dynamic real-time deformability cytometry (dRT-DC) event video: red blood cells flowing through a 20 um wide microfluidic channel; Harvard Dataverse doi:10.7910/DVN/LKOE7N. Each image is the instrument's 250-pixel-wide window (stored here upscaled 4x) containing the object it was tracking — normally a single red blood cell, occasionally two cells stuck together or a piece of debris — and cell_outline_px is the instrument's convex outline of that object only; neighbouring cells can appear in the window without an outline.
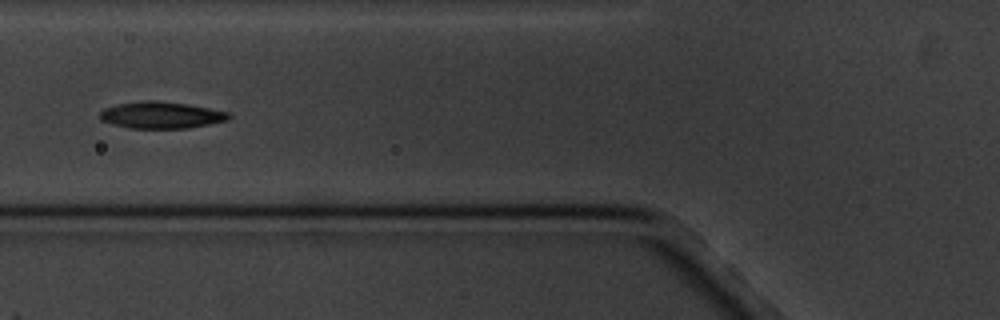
{"species": "common noctule bat (a hibernating species)", "species_latin": "Nyctalus noctula", "temperature_condition": "cold", "stored_images_in_passage": 9, "camera_frame_rate_fps": 3000, "um_per_image_px": 0.085, "animal": {"sex": "male", "body_mass_g": 20.1, "forearm_length_mm": 53.5}, "frame": {"image": 1, "passage_image": 6, "time_ms": 5.667, "image_size_px": [1000, 320], "cell_outline_px": [[232, 116], [228, 120], [188, 128], [128, 128], [112, 124], [100, 120], [100, 112], [104, 108], [116, 104], [140, 100], [156, 100], [188, 104], [228, 112]], "centroid_in_image_um": [13.67, 9.77], "position_along_channel_um": 112.1, "area_um2": 20.17}}
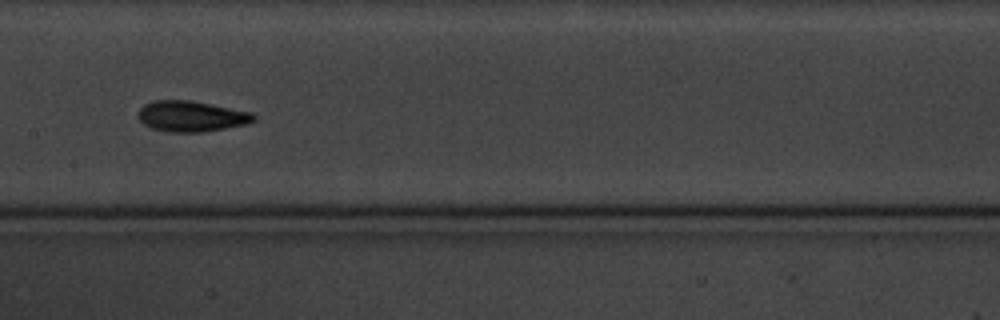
{"frame": {"image": 2, "passage_image": 8, "time_ms": 8.0, "image_size_px": [1000, 320], "cell_outline_px": [[256, 120], [244, 124], [204, 132], [168, 132], [152, 128], [144, 124], [136, 116], [140, 108], [144, 104], [156, 100], [188, 100], [212, 104], [252, 112], [256, 116]], "centroid_in_image_um": [16.24, 9.88], "position_along_channel_um": 191.2, "area_um2": 20.69}}
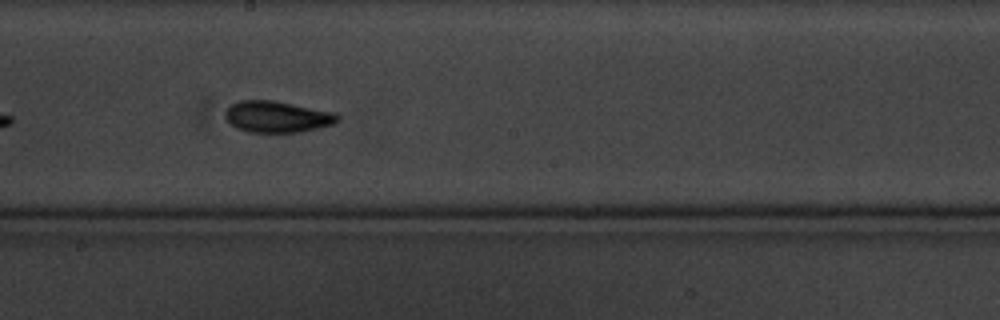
{"frame": {"image": 3, "passage_image": 9, "time_ms": 9.0, "image_size_px": [1000, 320], "cell_outline_px": [[340, 120], [332, 124], [300, 132], [248, 132], [236, 128], [224, 116], [224, 112], [232, 104], [240, 100], [272, 100], [336, 112], [340, 116]], "centroid_in_image_um": [23.57, 9.92], "position_along_channel_um": 224.6, "area_um2": 20.52}}